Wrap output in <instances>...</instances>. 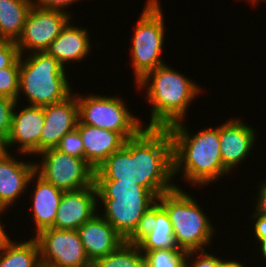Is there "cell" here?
<instances>
[{
  "instance_id": "cell-1",
  "label": "cell",
  "mask_w": 266,
  "mask_h": 267,
  "mask_svg": "<svg viewBox=\"0 0 266 267\" xmlns=\"http://www.w3.org/2000/svg\"><path fill=\"white\" fill-rule=\"evenodd\" d=\"M168 128L144 127L94 171V182H134L157 198L176 187Z\"/></svg>"
},
{
  "instance_id": "cell-2",
  "label": "cell",
  "mask_w": 266,
  "mask_h": 267,
  "mask_svg": "<svg viewBox=\"0 0 266 267\" xmlns=\"http://www.w3.org/2000/svg\"><path fill=\"white\" fill-rule=\"evenodd\" d=\"M167 128L173 143L174 178L183 174L185 182L189 181L194 187H204L230 173L223 166L219 126L204 128L193 135L183 121Z\"/></svg>"
},
{
  "instance_id": "cell-3",
  "label": "cell",
  "mask_w": 266,
  "mask_h": 267,
  "mask_svg": "<svg viewBox=\"0 0 266 267\" xmlns=\"http://www.w3.org/2000/svg\"><path fill=\"white\" fill-rule=\"evenodd\" d=\"M136 86L139 91L147 90V95L144 96H147V102L151 106V116L146 127L157 128H167L185 121L189 104L203 89L196 81L167 64L149 71Z\"/></svg>"
},
{
  "instance_id": "cell-4",
  "label": "cell",
  "mask_w": 266,
  "mask_h": 267,
  "mask_svg": "<svg viewBox=\"0 0 266 267\" xmlns=\"http://www.w3.org/2000/svg\"><path fill=\"white\" fill-rule=\"evenodd\" d=\"M98 205L104 206L105 218L126 240L133 241L142 231L157 197L134 182H94ZM100 201V202H99Z\"/></svg>"
},
{
  "instance_id": "cell-5",
  "label": "cell",
  "mask_w": 266,
  "mask_h": 267,
  "mask_svg": "<svg viewBox=\"0 0 266 267\" xmlns=\"http://www.w3.org/2000/svg\"><path fill=\"white\" fill-rule=\"evenodd\" d=\"M25 55H20L16 102L21 103L20 94L23 93L28 105L43 107L58 104L73 94L66 69L54 57L45 51Z\"/></svg>"
},
{
  "instance_id": "cell-6",
  "label": "cell",
  "mask_w": 266,
  "mask_h": 267,
  "mask_svg": "<svg viewBox=\"0 0 266 267\" xmlns=\"http://www.w3.org/2000/svg\"><path fill=\"white\" fill-rule=\"evenodd\" d=\"M193 198L181 187L157 198L169 216L177 247L186 252L206 250L216 233L209 216Z\"/></svg>"
},
{
  "instance_id": "cell-7",
  "label": "cell",
  "mask_w": 266,
  "mask_h": 267,
  "mask_svg": "<svg viewBox=\"0 0 266 267\" xmlns=\"http://www.w3.org/2000/svg\"><path fill=\"white\" fill-rule=\"evenodd\" d=\"M160 4L159 0H147L131 36L130 60L135 83L149 71L166 64L161 59L166 28Z\"/></svg>"
},
{
  "instance_id": "cell-8",
  "label": "cell",
  "mask_w": 266,
  "mask_h": 267,
  "mask_svg": "<svg viewBox=\"0 0 266 267\" xmlns=\"http://www.w3.org/2000/svg\"><path fill=\"white\" fill-rule=\"evenodd\" d=\"M77 101L78 117L83 124L118 132L126 140L145 127L139 118L131 114L122 97L77 94Z\"/></svg>"
},
{
  "instance_id": "cell-9",
  "label": "cell",
  "mask_w": 266,
  "mask_h": 267,
  "mask_svg": "<svg viewBox=\"0 0 266 267\" xmlns=\"http://www.w3.org/2000/svg\"><path fill=\"white\" fill-rule=\"evenodd\" d=\"M41 161L35 162V172L55 188L74 191L94 183V169L81 158L70 156L56 148L43 150Z\"/></svg>"
},
{
  "instance_id": "cell-10",
  "label": "cell",
  "mask_w": 266,
  "mask_h": 267,
  "mask_svg": "<svg viewBox=\"0 0 266 267\" xmlns=\"http://www.w3.org/2000/svg\"><path fill=\"white\" fill-rule=\"evenodd\" d=\"M42 267H83L91 263L77 230L45 228L35 236Z\"/></svg>"
},
{
  "instance_id": "cell-11",
  "label": "cell",
  "mask_w": 266,
  "mask_h": 267,
  "mask_svg": "<svg viewBox=\"0 0 266 267\" xmlns=\"http://www.w3.org/2000/svg\"><path fill=\"white\" fill-rule=\"evenodd\" d=\"M71 19L69 13L32 5L21 36L15 42L19 54L45 51Z\"/></svg>"
},
{
  "instance_id": "cell-12",
  "label": "cell",
  "mask_w": 266,
  "mask_h": 267,
  "mask_svg": "<svg viewBox=\"0 0 266 267\" xmlns=\"http://www.w3.org/2000/svg\"><path fill=\"white\" fill-rule=\"evenodd\" d=\"M17 109L18 102L13 109L11 131L4 144L5 151L15 145L18 146V154L37 156L41 152V133L45 125L44 109L42 106L31 105L22 106L18 111Z\"/></svg>"
},
{
  "instance_id": "cell-13",
  "label": "cell",
  "mask_w": 266,
  "mask_h": 267,
  "mask_svg": "<svg viewBox=\"0 0 266 267\" xmlns=\"http://www.w3.org/2000/svg\"><path fill=\"white\" fill-rule=\"evenodd\" d=\"M95 183L85 188L64 191L52 228L77 230L83 223L92 219L100 210ZM96 211V212H95Z\"/></svg>"
},
{
  "instance_id": "cell-14",
  "label": "cell",
  "mask_w": 266,
  "mask_h": 267,
  "mask_svg": "<svg viewBox=\"0 0 266 267\" xmlns=\"http://www.w3.org/2000/svg\"><path fill=\"white\" fill-rule=\"evenodd\" d=\"M256 129L240 118H230L219 126L220 152L223 166L230 172L248 158L257 138Z\"/></svg>"
},
{
  "instance_id": "cell-15",
  "label": "cell",
  "mask_w": 266,
  "mask_h": 267,
  "mask_svg": "<svg viewBox=\"0 0 266 267\" xmlns=\"http://www.w3.org/2000/svg\"><path fill=\"white\" fill-rule=\"evenodd\" d=\"M12 155L9 150L0 155V209L5 211L25 194L35 172V162L21 161Z\"/></svg>"
},
{
  "instance_id": "cell-16",
  "label": "cell",
  "mask_w": 266,
  "mask_h": 267,
  "mask_svg": "<svg viewBox=\"0 0 266 267\" xmlns=\"http://www.w3.org/2000/svg\"><path fill=\"white\" fill-rule=\"evenodd\" d=\"M45 125L41 133V152L55 148L67 133L76 128L78 122L77 94L73 93L58 104L43 106Z\"/></svg>"
},
{
  "instance_id": "cell-17",
  "label": "cell",
  "mask_w": 266,
  "mask_h": 267,
  "mask_svg": "<svg viewBox=\"0 0 266 267\" xmlns=\"http://www.w3.org/2000/svg\"><path fill=\"white\" fill-rule=\"evenodd\" d=\"M77 231L91 263L115 251L126 241L99 212Z\"/></svg>"
},
{
  "instance_id": "cell-18",
  "label": "cell",
  "mask_w": 266,
  "mask_h": 267,
  "mask_svg": "<svg viewBox=\"0 0 266 267\" xmlns=\"http://www.w3.org/2000/svg\"><path fill=\"white\" fill-rule=\"evenodd\" d=\"M84 144V160L95 170L115 151L120 150L126 139L118 132L83 124L76 125Z\"/></svg>"
},
{
  "instance_id": "cell-19",
  "label": "cell",
  "mask_w": 266,
  "mask_h": 267,
  "mask_svg": "<svg viewBox=\"0 0 266 267\" xmlns=\"http://www.w3.org/2000/svg\"><path fill=\"white\" fill-rule=\"evenodd\" d=\"M89 37L87 28L74 26L69 21L45 52L54 57L66 69V64H69L70 61L72 63L81 62L88 54L90 55L92 41Z\"/></svg>"
},
{
  "instance_id": "cell-20",
  "label": "cell",
  "mask_w": 266,
  "mask_h": 267,
  "mask_svg": "<svg viewBox=\"0 0 266 267\" xmlns=\"http://www.w3.org/2000/svg\"><path fill=\"white\" fill-rule=\"evenodd\" d=\"M31 182L34 183L33 188H35L32 190L30 200L32 202L31 211L33 212L31 213L33 214L32 221L34 220L35 224L34 235H36L39 231L49 228L54 224L64 191L55 188L36 172L29 179L30 184H32Z\"/></svg>"
},
{
  "instance_id": "cell-21",
  "label": "cell",
  "mask_w": 266,
  "mask_h": 267,
  "mask_svg": "<svg viewBox=\"0 0 266 267\" xmlns=\"http://www.w3.org/2000/svg\"><path fill=\"white\" fill-rule=\"evenodd\" d=\"M133 241L141 251L178 248L169 216L158 202L150 209L141 233Z\"/></svg>"
},
{
  "instance_id": "cell-22",
  "label": "cell",
  "mask_w": 266,
  "mask_h": 267,
  "mask_svg": "<svg viewBox=\"0 0 266 267\" xmlns=\"http://www.w3.org/2000/svg\"><path fill=\"white\" fill-rule=\"evenodd\" d=\"M32 5V0H0V39L18 40Z\"/></svg>"
},
{
  "instance_id": "cell-23",
  "label": "cell",
  "mask_w": 266,
  "mask_h": 267,
  "mask_svg": "<svg viewBox=\"0 0 266 267\" xmlns=\"http://www.w3.org/2000/svg\"><path fill=\"white\" fill-rule=\"evenodd\" d=\"M0 267H42L36 239L10 240L0 251Z\"/></svg>"
},
{
  "instance_id": "cell-24",
  "label": "cell",
  "mask_w": 266,
  "mask_h": 267,
  "mask_svg": "<svg viewBox=\"0 0 266 267\" xmlns=\"http://www.w3.org/2000/svg\"><path fill=\"white\" fill-rule=\"evenodd\" d=\"M94 264L97 267H146L144 254L134 241H124L115 251Z\"/></svg>"
},
{
  "instance_id": "cell-25",
  "label": "cell",
  "mask_w": 266,
  "mask_h": 267,
  "mask_svg": "<svg viewBox=\"0 0 266 267\" xmlns=\"http://www.w3.org/2000/svg\"><path fill=\"white\" fill-rule=\"evenodd\" d=\"M146 267H186L187 252L180 248L141 251Z\"/></svg>"
},
{
  "instance_id": "cell-26",
  "label": "cell",
  "mask_w": 266,
  "mask_h": 267,
  "mask_svg": "<svg viewBox=\"0 0 266 267\" xmlns=\"http://www.w3.org/2000/svg\"><path fill=\"white\" fill-rule=\"evenodd\" d=\"M20 57L9 67L0 68V95L18 100Z\"/></svg>"
},
{
  "instance_id": "cell-27",
  "label": "cell",
  "mask_w": 266,
  "mask_h": 267,
  "mask_svg": "<svg viewBox=\"0 0 266 267\" xmlns=\"http://www.w3.org/2000/svg\"><path fill=\"white\" fill-rule=\"evenodd\" d=\"M55 148L70 156L84 159V144L76 128L62 137Z\"/></svg>"
},
{
  "instance_id": "cell-28",
  "label": "cell",
  "mask_w": 266,
  "mask_h": 267,
  "mask_svg": "<svg viewBox=\"0 0 266 267\" xmlns=\"http://www.w3.org/2000/svg\"><path fill=\"white\" fill-rule=\"evenodd\" d=\"M15 104V100L0 95V141L4 144L11 131L12 113Z\"/></svg>"
},
{
  "instance_id": "cell-29",
  "label": "cell",
  "mask_w": 266,
  "mask_h": 267,
  "mask_svg": "<svg viewBox=\"0 0 266 267\" xmlns=\"http://www.w3.org/2000/svg\"><path fill=\"white\" fill-rule=\"evenodd\" d=\"M213 254L206 250L187 252L186 267H220L222 259Z\"/></svg>"
},
{
  "instance_id": "cell-30",
  "label": "cell",
  "mask_w": 266,
  "mask_h": 267,
  "mask_svg": "<svg viewBox=\"0 0 266 267\" xmlns=\"http://www.w3.org/2000/svg\"><path fill=\"white\" fill-rule=\"evenodd\" d=\"M20 57L14 41L0 40V68L11 66Z\"/></svg>"
},
{
  "instance_id": "cell-31",
  "label": "cell",
  "mask_w": 266,
  "mask_h": 267,
  "mask_svg": "<svg viewBox=\"0 0 266 267\" xmlns=\"http://www.w3.org/2000/svg\"><path fill=\"white\" fill-rule=\"evenodd\" d=\"M77 3L78 0H32L33 5L45 8V9H52V10H59L62 12L71 13L68 11L67 12V6L69 7L73 3ZM80 1V0H79ZM66 9V11L64 10Z\"/></svg>"
},
{
  "instance_id": "cell-32",
  "label": "cell",
  "mask_w": 266,
  "mask_h": 267,
  "mask_svg": "<svg viewBox=\"0 0 266 267\" xmlns=\"http://www.w3.org/2000/svg\"><path fill=\"white\" fill-rule=\"evenodd\" d=\"M253 223H254V238L258 241H256L257 245L266 242V218L262 217L258 214H256L254 211L252 215Z\"/></svg>"
},
{
  "instance_id": "cell-33",
  "label": "cell",
  "mask_w": 266,
  "mask_h": 267,
  "mask_svg": "<svg viewBox=\"0 0 266 267\" xmlns=\"http://www.w3.org/2000/svg\"><path fill=\"white\" fill-rule=\"evenodd\" d=\"M260 189H258V195L256 196L255 213L266 218V179L260 181ZM258 197V198H257Z\"/></svg>"
},
{
  "instance_id": "cell-34",
  "label": "cell",
  "mask_w": 266,
  "mask_h": 267,
  "mask_svg": "<svg viewBox=\"0 0 266 267\" xmlns=\"http://www.w3.org/2000/svg\"><path fill=\"white\" fill-rule=\"evenodd\" d=\"M7 211L0 209V217L1 214L5 213ZM4 224H2L0 220V251L4 248V246L11 240V238L8 236L7 232L4 229Z\"/></svg>"
},
{
  "instance_id": "cell-35",
  "label": "cell",
  "mask_w": 266,
  "mask_h": 267,
  "mask_svg": "<svg viewBox=\"0 0 266 267\" xmlns=\"http://www.w3.org/2000/svg\"><path fill=\"white\" fill-rule=\"evenodd\" d=\"M220 267H245V264L243 265L240 261L237 260H224L222 258Z\"/></svg>"
},
{
  "instance_id": "cell-36",
  "label": "cell",
  "mask_w": 266,
  "mask_h": 267,
  "mask_svg": "<svg viewBox=\"0 0 266 267\" xmlns=\"http://www.w3.org/2000/svg\"><path fill=\"white\" fill-rule=\"evenodd\" d=\"M259 245H260V249H258V250H260L261 251L260 253L262 254L260 256H262L261 257L262 259H263V257H264V259H266V242H263ZM264 261H266V260H264Z\"/></svg>"
},
{
  "instance_id": "cell-37",
  "label": "cell",
  "mask_w": 266,
  "mask_h": 267,
  "mask_svg": "<svg viewBox=\"0 0 266 267\" xmlns=\"http://www.w3.org/2000/svg\"><path fill=\"white\" fill-rule=\"evenodd\" d=\"M5 151L4 143L0 141V155Z\"/></svg>"
},
{
  "instance_id": "cell-38",
  "label": "cell",
  "mask_w": 266,
  "mask_h": 267,
  "mask_svg": "<svg viewBox=\"0 0 266 267\" xmlns=\"http://www.w3.org/2000/svg\"><path fill=\"white\" fill-rule=\"evenodd\" d=\"M83 267H97V266L94 263H90V264L83 266Z\"/></svg>"
},
{
  "instance_id": "cell-39",
  "label": "cell",
  "mask_w": 266,
  "mask_h": 267,
  "mask_svg": "<svg viewBox=\"0 0 266 267\" xmlns=\"http://www.w3.org/2000/svg\"><path fill=\"white\" fill-rule=\"evenodd\" d=\"M259 1H260V2L262 1V2L265 3L266 0H256L252 5H255V4L257 5V3H258Z\"/></svg>"
},
{
  "instance_id": "cell-40",
  "label": "cell",
  "mask_w": 266,
  "mask_h": 267,
  "mask_svg": "<svg viewBox=\"0 0 266 267\" xmlns=\"http://www.w3.org/2000/svg\"><path fill=\"white\" fill-rule=\"evenodd\" d=\"M251 2V4H253L256 0H249Z\"/></svg>"
}]
</instances>
